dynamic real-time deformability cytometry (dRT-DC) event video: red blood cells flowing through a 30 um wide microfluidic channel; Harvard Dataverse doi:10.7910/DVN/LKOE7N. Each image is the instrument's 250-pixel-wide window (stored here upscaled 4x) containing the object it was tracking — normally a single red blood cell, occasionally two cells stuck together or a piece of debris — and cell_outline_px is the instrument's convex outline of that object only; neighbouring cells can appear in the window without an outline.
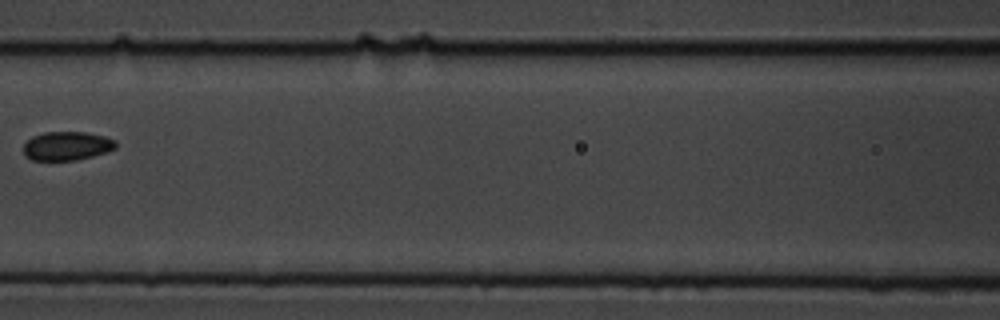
{"species": "common noctule bat (a hibernating species)", "species_latin": "Nyctalus noctula", "temperature_condition": "cold", "stored_images_in_passage": 11, "camera_frame_rate_fps": 3000, "um_per_image_px": 0.085, "animal": {"sex": "male", "body_mass_g": 19.5, "forearm_length_mm": 54.6}, "frame": {"image": 1, "passage_image": 4, "time_ms": 3.333, "image_size_px": [1000, 320], "cell_outline_px": [[116, 148], [108, 152], [76, 160], [32, 160], [24, 156], [24, 144], [32, 136], [44, 132], [84, 132], [104, 136], [116, 140]], "centroid_in_image_um": [5.69, 12.4], "position_along_channel_um": 160.9, "area_um2": 15.55}}
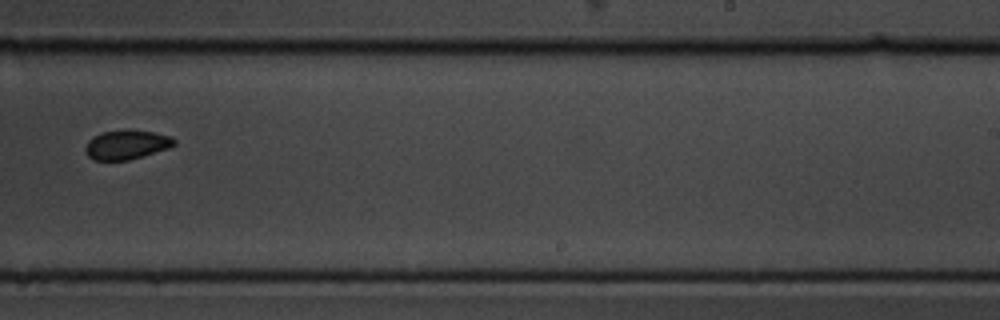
{"frame": {"image": 2, "passage_image": 7, "time_ms": 6.667, "image_size_px": [1000, 320], "cell_outline_px": [[176, 144], [168, 148], [128, 160], [92, 160], [84, 152], [84, 148], [88, 140], [92, 136], [104, 132], [128, 128], [156, 132], [172, 136], [176, 140]], "centroid_in_image_um": [10.75, 12.27], "position_along_channel_um": 278.3, "area_um2": 15.49}}
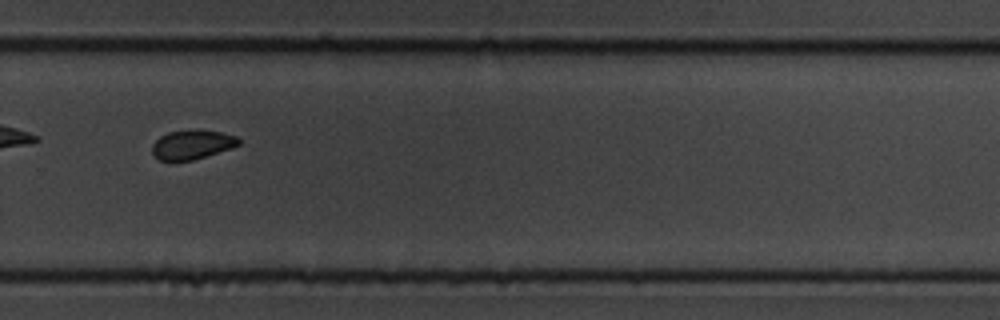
{"frame": {"image": 3, "passage_image": 8, "time_ms": 7.667, "image_size_px": [1000, 320], "cell_outline_px": [[240, 144], [232, 148], [192, 160], [160, 160], [152, 152], [152, 144], [160, 136], [168, 132], [200, 128], [220, 132], [236, 136], [240, 140]], "centroid_in_image_um": [16.34, 12.26], "position_along_channel_um": 313.5, "area_um2": 14.8}}